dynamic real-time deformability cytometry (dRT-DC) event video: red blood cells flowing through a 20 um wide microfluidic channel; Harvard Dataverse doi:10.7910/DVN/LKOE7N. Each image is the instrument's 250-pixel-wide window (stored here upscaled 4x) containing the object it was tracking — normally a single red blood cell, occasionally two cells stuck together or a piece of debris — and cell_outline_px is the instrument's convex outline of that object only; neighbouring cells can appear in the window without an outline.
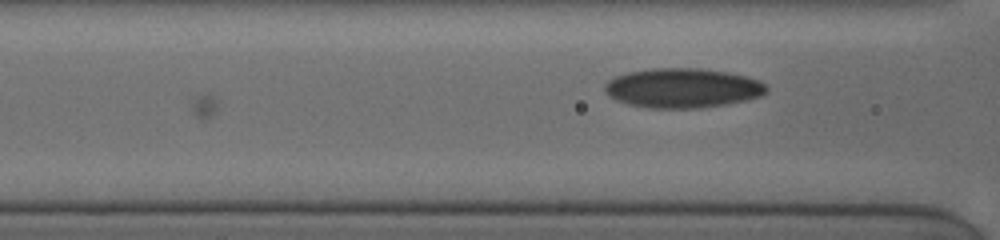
{"species": "human", "species_latin": "Homo sapiens", "temperature_condition": "cold", "stored_images_in_passage": 32, "camera_frame_rate_fps": 3000, "um_per_image_px": 0.085, "donor": {"sex": "female"}, "frame": {"image": 1, "passage_image": 32, "time_ms": 11.0, "image_size_px": [1000, 240], "cell_outline_px": [[768, 92], [760, 96], [744, 100], [724, 104], [696, 108], [652, 108], [628, 104], [608, 96], [604, 92], [604, 84], [608, 80], [616, 76], [628, 72], [648, 68], [700, 68], [728, 72], [748, 76], [760, 80], [768, 88]], "centroid_in_image_um": [58.01, 7.47], "position_along_channel_um": 108.6, "area_um2": 37.4}}